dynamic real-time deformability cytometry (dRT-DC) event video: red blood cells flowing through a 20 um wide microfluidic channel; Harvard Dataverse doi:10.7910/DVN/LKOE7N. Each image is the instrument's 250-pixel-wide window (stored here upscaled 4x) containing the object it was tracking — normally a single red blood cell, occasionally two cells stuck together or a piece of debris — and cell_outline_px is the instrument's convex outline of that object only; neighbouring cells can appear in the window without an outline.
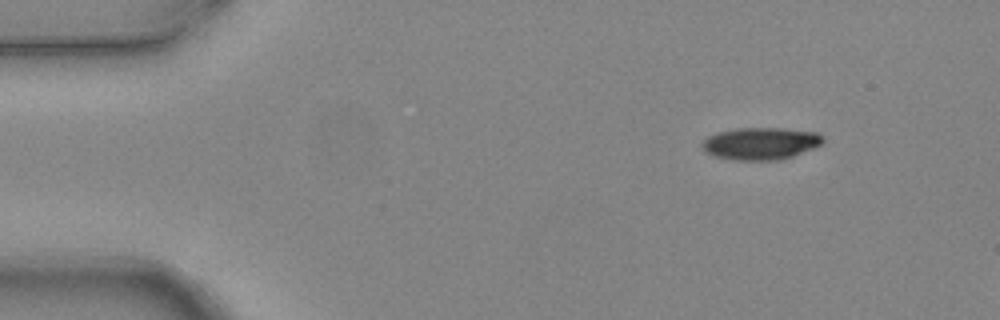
{"species": "common noctule bat (a hibernating species)", "species_latin": "Nyctalus noctula", "temperature_condition": "warm", "stored_images_in_passage": 4, "camera_frame_rate_fps": 3000, "um_per_image_px": 0.085, "animal": {"sex": "female", "body_mass_g": 24.6, "forearm_length_mm": 56.2}, "frame": {"image": 1, "passage_image": 1, "time_ms": 0.0, "image_size_px": [1000, 320], "cell_outline_px": [[824, 140], [820, 144], [812, 148], [792, 156], [780, 160], [736, 160], [716, 156], [704, 152], [700, 144], [708, 136], [716, 132], [736, 128], [784, 128], [816, 132], [824, 136]], "centroid_in_image_um": [64.62, 12.19], "position_along_channel_um": 20.4, "area_um2": 22.72}}